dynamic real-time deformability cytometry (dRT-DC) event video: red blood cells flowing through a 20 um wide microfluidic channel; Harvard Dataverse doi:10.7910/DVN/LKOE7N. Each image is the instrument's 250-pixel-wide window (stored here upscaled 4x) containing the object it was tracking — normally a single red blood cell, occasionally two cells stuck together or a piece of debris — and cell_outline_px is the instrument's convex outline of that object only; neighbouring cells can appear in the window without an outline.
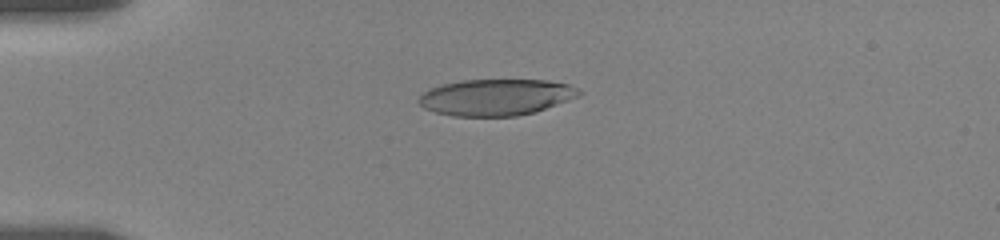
{"species": "human", "species_latin": "Homo sapiens", "temperature_condition": "room temperature", "stored_images_in_passage": 36, "camera_frame_rate_fps": 3000, "um_per_image_px": 0.085, "donor": {"sex": "female"}, "frame": {"image": 1, "passage_image": 1, "time_ms": 0.0, "image_size_px": [1000, 240], "cell_outline_px": [[584, 92], [576, 96], [544, 108], [532, 112], [516, 116], [452, 116], [436, 112], [424, 108], [416, 100], [424, 92], [432, 88], [444, 84], [464, 80], [548, 80], [568, 84], [580, 88]], "centroid_in_image_um": [42.14, 8.26], "position_along_channel_um": 42.9, "area_um2": 33.58}}
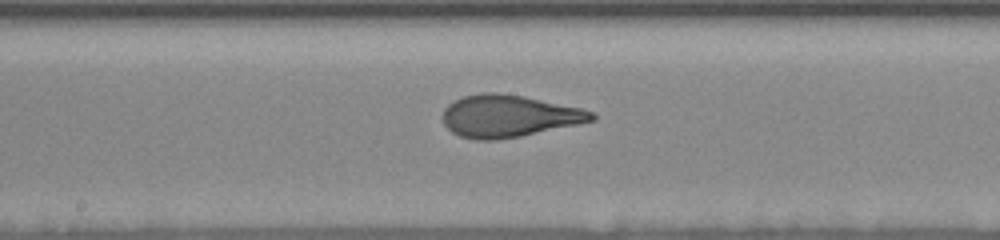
{"frame": {"image": 2, "passage_image": 16, "time_ms": 5.333, "image_size_px": [1000, 240], "cell_outline_px": [[596, 120], [520, 136], [496, 140], [476, 140], [460, 136], [452, 132], [444, 124], [444, 108], [448, 104], [464, 96], [480, 92], [496, 92], [524, 96], [580, 108], [592, 112], [596, 116]], "centroid_in_image_um": [43.23, 9.86], "position_along_channel_um": 205.0, "area_um2": 36.3}}
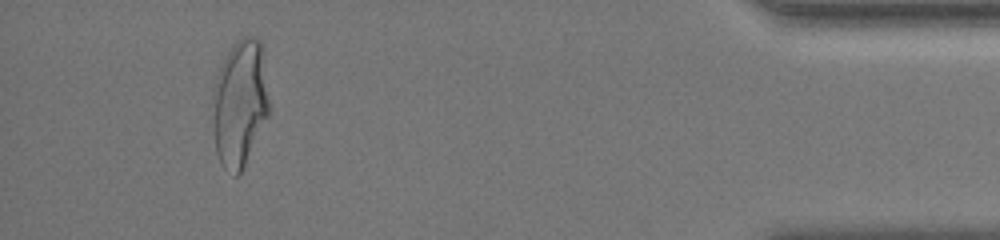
{"frame": {"image": 3, "passage_image": 33, "time_ms": 12.667, "image_size_px": [1000, 240], "cell_outline_px": [[268, 116], [240, 172], [236, 176], [224, 168], [216, 152], [212, 92], [212, 88], [220, 64], [224, 56], [232, 44], [236, 40], [244, 36], [256, 36], [260, 40], [268, 100]], "centroid_in_image_um": [20.35, 8.71], "position_along_channel_um": 414.8, "area_um2": 41.15}, "authors_computed_cell_mechanics": {"area_um2": 36.8186, "velocity_mm_per_s": 3.604, "shape_relaxation_time_tau1_ms": 5.1071, "shape_relaxation_time_tau2_ms": 0.7865, "deformation_change_tau1": 0.2133, "deformation_change_tau2": 0.0804}}